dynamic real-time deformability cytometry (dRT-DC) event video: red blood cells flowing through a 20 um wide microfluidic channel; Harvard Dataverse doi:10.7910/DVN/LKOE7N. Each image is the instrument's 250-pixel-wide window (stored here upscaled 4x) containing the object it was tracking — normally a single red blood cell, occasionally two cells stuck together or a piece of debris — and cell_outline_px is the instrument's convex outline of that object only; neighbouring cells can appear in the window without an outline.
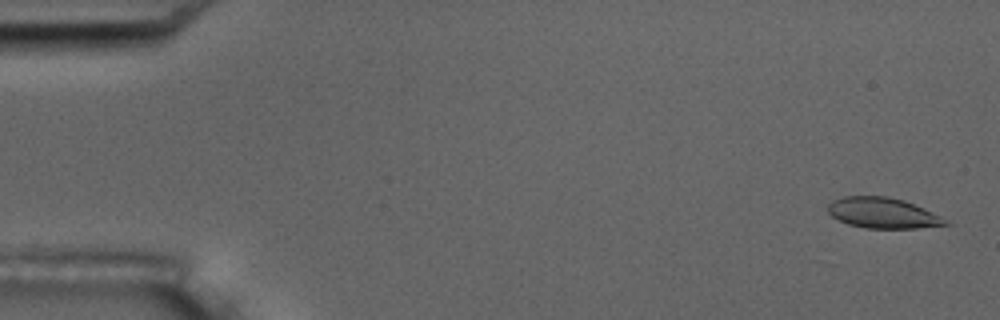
{"species": "common noctule bat (a hibernating species)", "species_latin": "Nyctalus noctula", "temperature_condition": "room temperature", "stored_images_in_passage": 4, "camera_frame_rate_fps": 3000, "um_per_image_px": 0.085, "animal": {"sex": "male", "body_mass_g": 17.5, "forearm_length_mm": 52.3}, "frame": {"image": 1, "passage_image": 1, "time_ms": 0.0, "image_size_px": [1000, 320], "cell_outline_px": [[952, 224], [916, 228], [864, 228], [848, 224], [832, 216], [828, 212], [828, 204], [832, 200], [844, 196], [888, 196], [904, 200], [924, 208], [948, 220]], "centroid_in_image_um": [75.04, 18.1], "position_along_channel_um": 10.0, "area_um2": 20.98}}
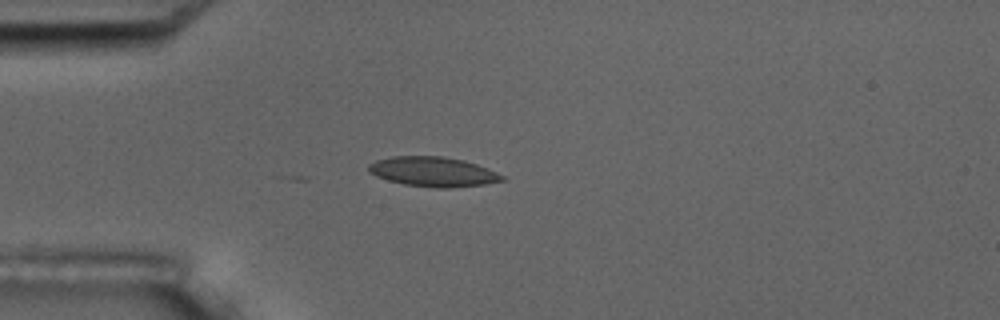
{"frame": {"image": 2, "passage_image": 4, "time_ms": 4.333, "image_size_px": [1000, 320], "cell_outline_px": [[508, 180], [484, 184], [448, 188], [436, 188], [404, 184], [388, 180], [376, 176], [368, 172], [368, 164], [376, 160], [392, 156], [444, 156], [464, 160], [488, 168], [504, 176]], "centroid_in_image_um": [36.82, 14.59], "position_along_channel_um": 48.2, "area_um2": 23.24}}